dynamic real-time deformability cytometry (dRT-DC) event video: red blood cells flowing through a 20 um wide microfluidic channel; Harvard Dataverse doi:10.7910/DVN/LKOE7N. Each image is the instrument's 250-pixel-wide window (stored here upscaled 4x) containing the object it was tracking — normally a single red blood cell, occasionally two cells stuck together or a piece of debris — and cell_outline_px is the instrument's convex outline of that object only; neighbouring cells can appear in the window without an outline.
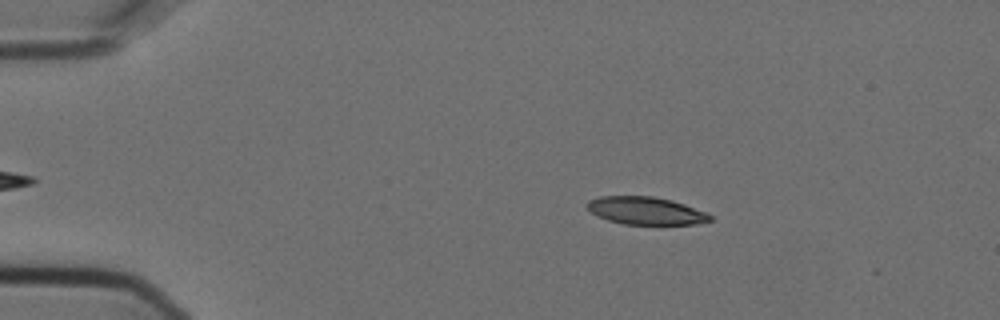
{"species": "Egyptian fruit bat (a non-hibernating species)", "species_latin": "Rousettus aegyptiacus", "temperature_condition": "cold", "stored_images_in_passage": 48, "camera_frame_rate_fps": 3000, "um_per_image_px": 0.085, "animal": {"sex": "female"}, "frame": {"image": 1, "passage_image": 2, "time_ms": 0.333, "image_size_px": [1000, 320], "cell_outline_px": [[712, 220], [696, 224], [624, 224], [608, 220], [596, 216], [588, 208], [588, 200], [600, 196], [652, 196], [672, 200], [684, 204], [704, 212], [712, 216]], "centroid_in_image_um": [54.87, 17.91], "position_along_channel_um": 30.1, "area_um2": 19.65}}
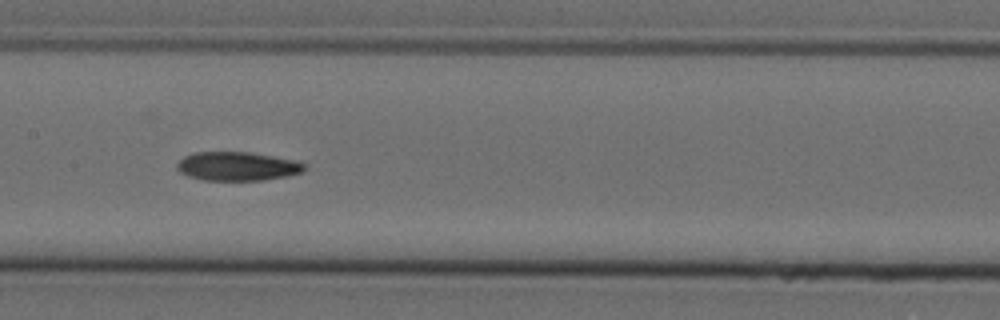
{"frame": {"image": 2, "passage_image": 20, "time_ms": 6.333, "image_size_px": [1000, 320], "cell_outline_px": [[308, 168], [304, 172], [288, 176], [260, 180], [204, 180], [188, 176], [180, 172], [176, 168], [176, 164], [184, 156], [196, 152], [248, 152], [296, 160], [308, 164]], "centroid_in_image_um": [20.22, 14.13], "position_along_channel_um": 187.2, "area_um2": 21.56}}
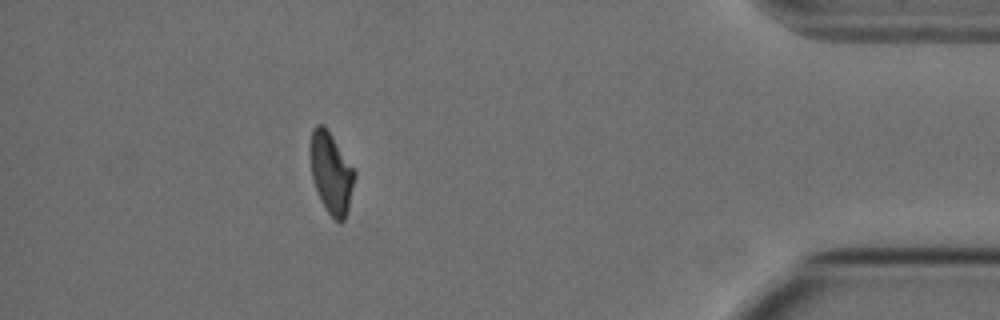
{"frame": {"image": 3, "passage_image": 42, "time_ms": 13.667, "image_size_px": [1000, 320], "cell_outline_px": [[356, 176], [348, 208], [344, 220], [340, 224], [328, 212], [320, 200], [312, 180], [308, 152], [308, 148], [312, 128], [316, 124], [324, 124], [356, 172]], "centroid_in_image_um": [28.11, 14.66], "position_along_channel_um": 407.1, "area_um2": 21.27}, "authors_computed_cell_mechanics": {"area_um2": 21.7328, "velocity_mm_per_s": 3.611, "shape_relaxation_time_tau1_ms": null, "shape_relaxation_time_tau2_ms": 5.1694, "deformation_change_tau1": null, "deformation_change_tau2": 0.1242}}